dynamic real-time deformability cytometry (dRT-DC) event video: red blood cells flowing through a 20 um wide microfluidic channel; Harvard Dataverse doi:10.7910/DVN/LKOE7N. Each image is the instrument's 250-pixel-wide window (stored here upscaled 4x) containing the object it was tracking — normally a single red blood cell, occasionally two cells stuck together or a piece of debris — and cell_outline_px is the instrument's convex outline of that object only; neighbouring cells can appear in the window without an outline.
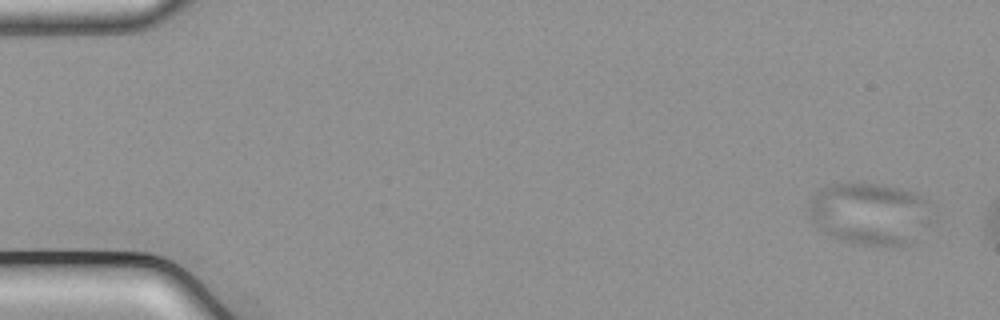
{"species": "common noctule bat (a hibernating species)", "species_latin": "Nyctalus noctula", "temperature_condition": "cold", "stored_images_in_passage": 54, "camera_frame_rate_fps": 3000, "um_per_image_px": 0.085, "animal": {"sex": "male", "body_mass_g": 21.5, "forearm_length_mm": 52.0}, "frame": {"image": 1, "passage_image": 1, "time_ms": 0.0, "image_size_px": [1000, 320], "cell_outline_px": [[936, 224], [912, 244], [860, 244], [844, 240], [832, 236], [824, 232], [812, 220], [808, 212], [812, 196], [820, 188], [832, 184], [880, 184], [900, 188], [916, 192], [928, 196], [932, 200], [936, 220]], "centroid_in_image_um": [74.14, 18.15], "position_along_channel_um": 10.9, "area_um2": 45.84}}
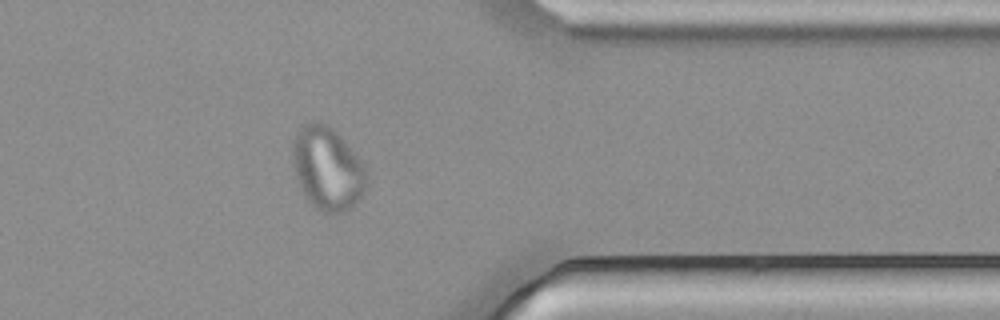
{"frame": {"image": 2, "passage_image": 43, "time_ms": 14.0, "image_size_px": [1000, 320], "cell_outline_px": [[368, 184], [360, 200], [348, 212], [320, 212], [304, 196], [300, 188], [292, 164], [292, 144], [296, 132], [308, 120], [320, 120], [328, 124], [340, 136], [364, 164], [368, 172]], "centroid_in_image_um": [27.84, 14.32], "position_along_channel_um": 383.6, "area_um2": 36.65}}
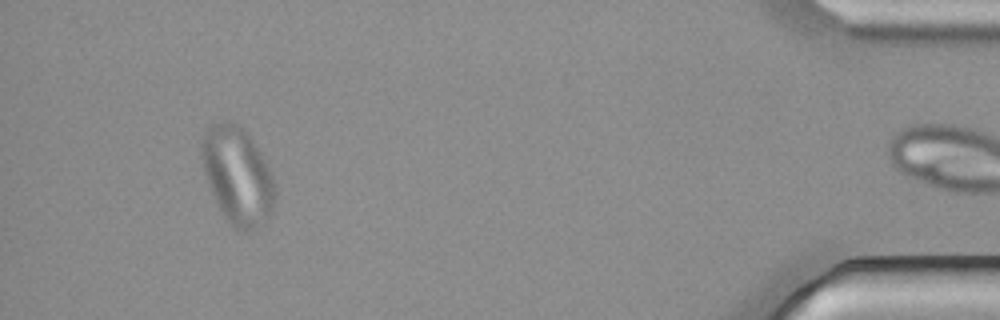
{"frame": {"image": 3, "passage_image": 50, "time_ms": 16.333, "image_size_px": [1000, 320], "cell_outline_px": [[276, 196], [272, 212], [264, 224], [248, 232], [240, 232], [224, 216], [216, 204], [208, 184], [200, 152], [200, 144], [204, 132], [212, 124], [224, 120], [228, 120], [244, 128], [260, 152], [276, 184]], "centroid_in_image_um": [20.19, 14.94], "position_along_channel_um": 415.0, "area_um2": 41.85}}